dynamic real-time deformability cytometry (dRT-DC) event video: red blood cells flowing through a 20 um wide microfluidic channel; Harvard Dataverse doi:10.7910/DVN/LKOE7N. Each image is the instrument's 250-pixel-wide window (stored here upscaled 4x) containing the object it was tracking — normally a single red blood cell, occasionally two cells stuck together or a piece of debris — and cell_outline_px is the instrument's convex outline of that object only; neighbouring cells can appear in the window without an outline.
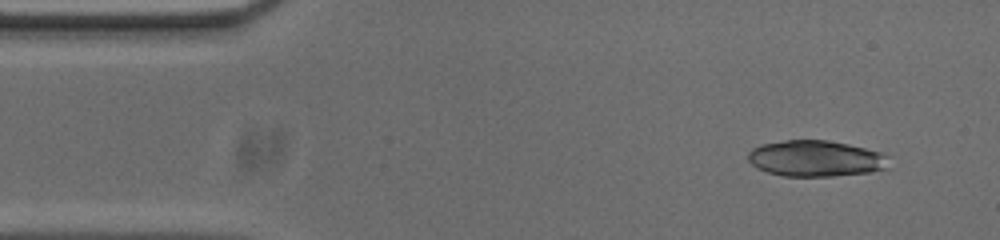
{"species": "common noctule bat (a hibernating species)", "species_latin": "Nyctalus noctula", "temperature_condition": "cold", "stored_images_in_passage": 52, "camera_frame_rate_fps": 3000, "um_per_image_px": 0.085, "animal": {"sex": "male", "body_mass_g": 20.0, "forearm_length_mm": 53.3}, "frame": {"image": 1, "passage_image": 4, "time_ms": 1.0, "image_size_px": [1000, 240], "cell_outline_px": [[892, 168], [872, 172], [832, 176], [784, 176], [768, 172], [756, 168], [748, 160], [748, 152], [752, 148], [760, 144], [784, 140], [828, 140], [848, 144], [880, 152], [888, 156]], "centroid_in_image_um": [69.37, 13.47], "position_along_channel_um": 15.6, "area_um2": 30.0}}